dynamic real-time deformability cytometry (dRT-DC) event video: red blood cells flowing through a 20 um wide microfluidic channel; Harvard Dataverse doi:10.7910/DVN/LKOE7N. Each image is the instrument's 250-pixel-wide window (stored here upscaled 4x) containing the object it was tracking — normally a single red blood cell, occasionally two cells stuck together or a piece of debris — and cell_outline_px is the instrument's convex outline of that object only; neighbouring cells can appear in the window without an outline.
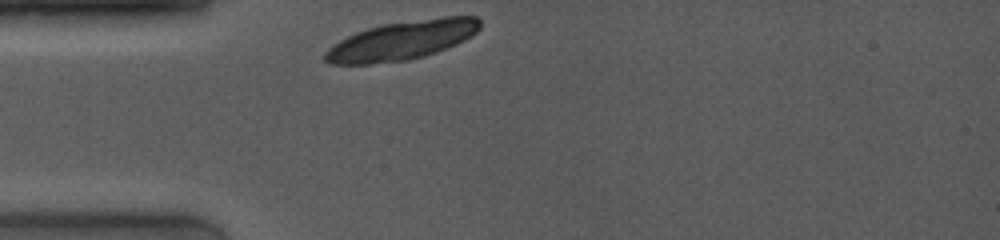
{"species": "common noctule bat (a hibernating species)", "species_latin": "Nyctalus noctula", "temperature_condition": "room temperature", "stored_images_in_passage": 1, "camera_frame_rate_fps": 4000, "um_per_image_px": 0.085, "animal": {"sex": "female", "body_mass_g": 19.0, "forearm_length_mm": 53.3}, "frame": {"image": 1, "passage_image": 1, "time_ms": 0.0, "image_size_px": [1000, 240], "cell_outline_px": [[480, 28], [476, 32], [464, 40], [456, 44], [436, 52], [424, 56], [408, 60], [368, 64], [332, 64], [324, 60], [324, 52], [332, 44], [356, 32], [368, 28], [384, 24], [444, 16], [476, 16], [480, 20]], "centroid_in_image_um": [34.16, 3.43], "position_along_channel_um": 50.8, "area_um2": 35.03}}